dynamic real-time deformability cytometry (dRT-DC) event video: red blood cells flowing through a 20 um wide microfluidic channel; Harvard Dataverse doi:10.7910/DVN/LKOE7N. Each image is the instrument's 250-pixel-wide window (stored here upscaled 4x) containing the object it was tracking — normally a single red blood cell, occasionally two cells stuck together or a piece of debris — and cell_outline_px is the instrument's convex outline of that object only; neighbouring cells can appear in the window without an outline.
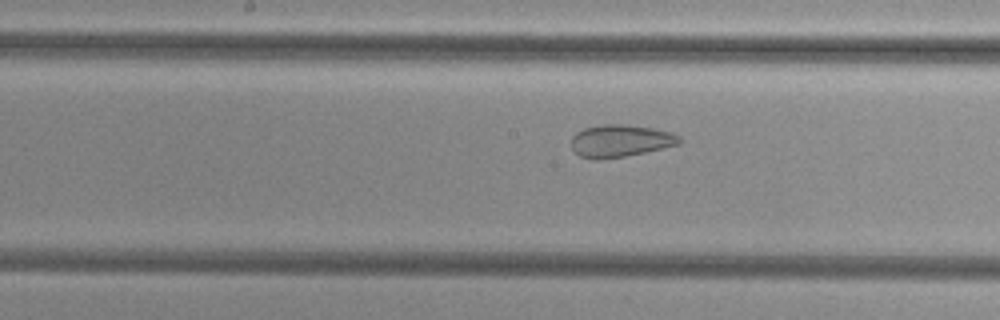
{"species": "common noctule bat (a hibernating species)", "species_latin": "Nyctalus noctula", "temperature_condition": "cold", "stored_images_in_passage": 47, "camera_frame_rate_fps": 3000, "um_per_image_px": 0.085, "animal": {"sex": "female", "body_mass_g": 29.2, "forearm_length_mm": 56.3}, "frame": {"image": 1, "passage_image": 21, "time_ms": 6.667, "image_size_px": [1000, 320], "cell_outline_px": [[680, 144], [644, 152], [624, 156], [596, 160], [592, 160], [580, 156], [572, 148], [572, 136], [576, 132], [584, 128], [604, 124], [624, 124], [652, 128], [672, 132], [680, 136]], "centroid_in_image_um": [52.72, 11.97], "position_along_channel_um": 195.5, "area_um2": 20.29}}
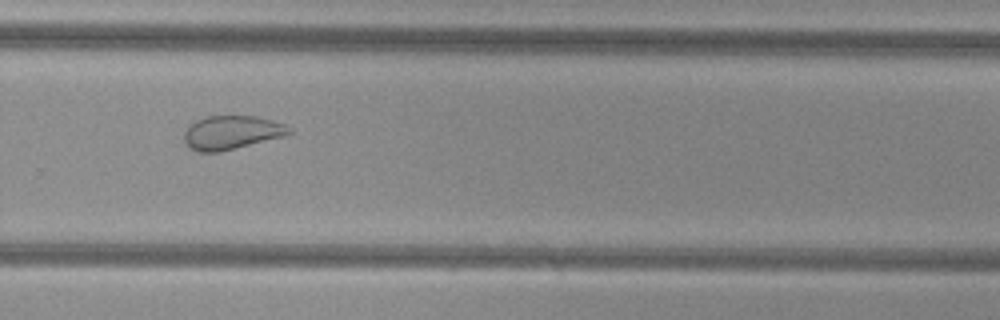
{"frame": {"image": 2, "passage_image": 30, "time_ms": 9.667, "image_size_px": [1000, 320], "cell_outline_px": [[292, 132], [284, 136], [220, 152], [200, 152], [192, 148], [184, 140], [184, 132], [188, 124], [196, 120], [208, 116], [256, 116], [272, 120], [284, 124]], "centroid_in_image_um": [19.66, 11.25], "position_along_channel_um": 310.1, "area_um2": 20.46}}
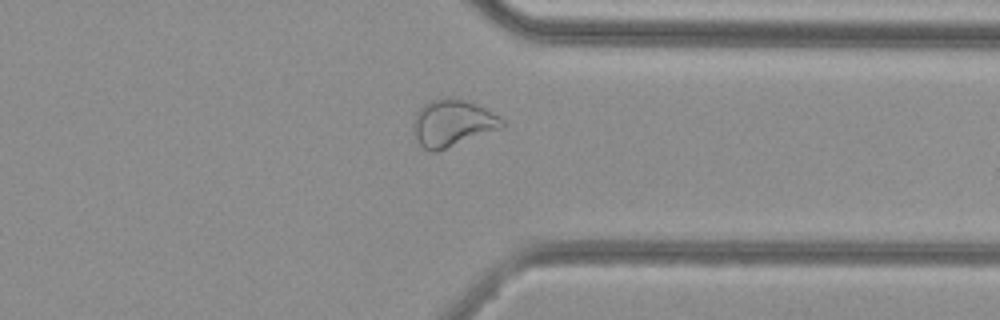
{"frame": {"image": 3, "passage_image": 35, "time_ms": 11.333, "image_size_px": [1000, 320], "cell_outline_px": [[508, 124], [504, 128], [436, 152], [428, 152], [420, 144], [412, 128], [412, 124], [416, 112], [428, 100], [452, 96], [464, 100], [484, 108], [500, 116]], "centroid_in_image_um": [38.48, 10.46], "position_along_channel_um": 372.9, "area_um2": 24.62}, "authors_computed_cell_mechanics": {"area_um2": 25.4898, "velocity_mm_per_s": 3.8325, "shape_relaxation_time_tau1_ms": null, "shape_relaxation_time_tau2_ms": 1.7406, "deformation_change_tau1": null, "deformation_change_tau2": 0.0856}}